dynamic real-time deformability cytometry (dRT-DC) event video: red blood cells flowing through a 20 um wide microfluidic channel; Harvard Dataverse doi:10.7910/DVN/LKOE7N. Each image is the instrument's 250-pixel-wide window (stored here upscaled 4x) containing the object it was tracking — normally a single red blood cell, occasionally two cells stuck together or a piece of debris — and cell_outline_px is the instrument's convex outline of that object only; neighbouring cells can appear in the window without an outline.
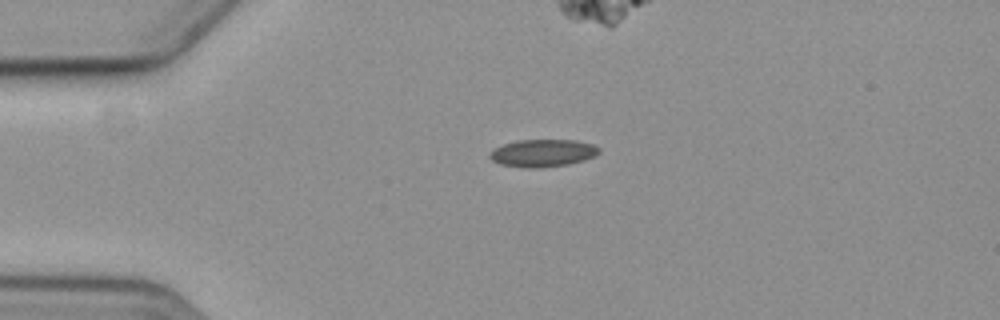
{"species": "common noctule bat (a hibernating species)", "species_latin": "Nyctalus noctula", "temperature_condition": "cold", "stored_images_in_passage": 3, "camera_frame_rate_fps": 3000, "um_per_image_px": 0.085, "animal": {"sex": "female", "body_mass_g": 19.3, "forearm_length_mm": 54.1}, "frame": {"image": 1, "passage_image": 1, "time_ms": 0.0, "image_size_px": [1000, 320], "cell_outline_px": [[600, 152], [596, 156], [584, 160], [568, 164], [544, 168], [524, 168], [500, 164], [492, 160], [488, 156], [496, 148], [504, 144], [520, 140], [576, 140], [592, 144], [600, 148]], "centroid_in_image_um": [46.17, 13.02], "position_along_channel_um": 38.8, "area_um2": 17.51}}